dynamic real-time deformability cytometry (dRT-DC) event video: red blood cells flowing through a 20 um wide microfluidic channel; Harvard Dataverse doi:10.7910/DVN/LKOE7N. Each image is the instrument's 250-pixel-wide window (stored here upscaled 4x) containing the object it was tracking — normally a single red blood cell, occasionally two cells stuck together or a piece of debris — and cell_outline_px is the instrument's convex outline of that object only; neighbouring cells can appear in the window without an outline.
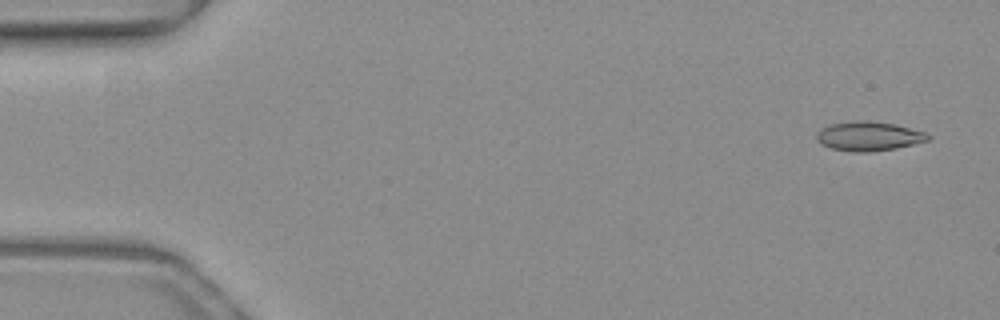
{"species": "common noctule bat (a hibernating species)", "species_latin": "Nyctalus noctula", "temperature_condition": "warm", "stored_images_in_passage": 9, "camera_frame_rate_fps": 3000, "um_per_image_px": 0.085, "animal": {"sex": "female", "body_mass_g": 19.3, "forearm_length_mm": 54.1}, "frame": {"image": 1, "passage_image": 3, "time_ms": 0.667, "image_size_px": [1000, 320], "cell_outline_px": [[928, 140], [896, 148], [872, 152], [852, 152], [832, 148], [820, 144], [816, 140], [816, 132], [820, 128], [828, 124], [852, 120], [868, 120], [892, 124], [924, 132], [928, 136]], "centroid_in_image_um": [73.73, 11.57], "position_along_channel_um": 11.3, "area_um2": 19.02}}